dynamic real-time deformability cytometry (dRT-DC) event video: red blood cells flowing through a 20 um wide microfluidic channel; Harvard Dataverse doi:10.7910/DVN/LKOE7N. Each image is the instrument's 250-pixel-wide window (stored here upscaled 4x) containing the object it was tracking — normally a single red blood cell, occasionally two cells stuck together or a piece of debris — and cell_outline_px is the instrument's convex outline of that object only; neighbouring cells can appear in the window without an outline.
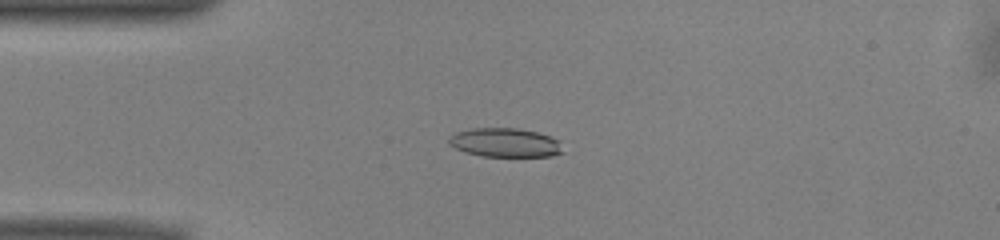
{"species": "common noctule bat (a hibernating species)", "species_latin": "Nyctalus noctula", "temperature_condition": "warm", "stored_images_in_passage": 51, "camera_frame_rate_fps": 3000, "um_per_image_px": 0.085, "animal": {"sex": "male", "body_mass_g": 13.0, "forearm_length_mm": 53.1}, "frame": {"image": 1, "passage_image": 12, "time_ms": 3.667, "image_size_px": [1000, 240], "cell_outline_px": [[564, 152], [552, 156], [484, 156], [464, 152], [448, 144], [448, 136], [456, 132], [472, 128], [516, 128], [536, 132], [552, 136], [560, 140]], "centroid_in_image_um": [42.95, 12.12], "position_along_channel_um": 42.1, "area_um2": 19.42}}
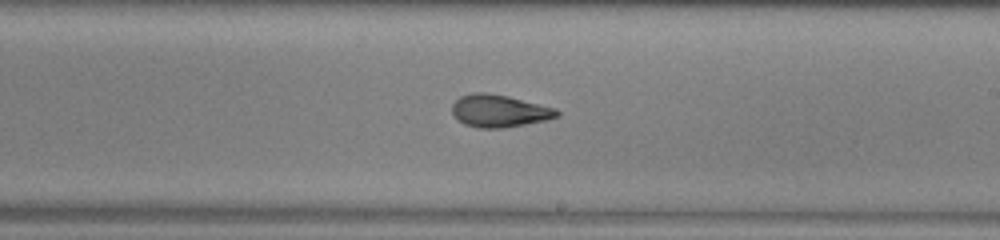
{"frame": {"image": 2, "passage_image": 29, "time_ms": 9.333, "image_size_px": [1000, 240], "cell_outline_px": [[560, 116], [544, 120], [504, 128], [476, 128], [464, 124], [452, 112], [452, 104], [460, 96], [472, 92], [488, 92], [508, 96], [556, 108], [560, 112]], "centroid_in_image_um": [42.43, 9.42], "position_along_channel_um": 246.6, "area_um2": 19.83}}
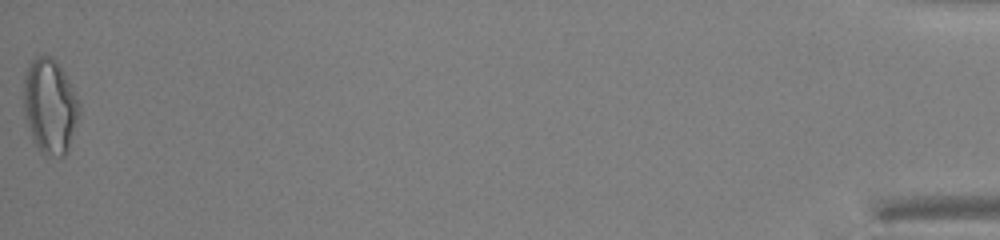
{"frame": {"image": 3, "passage_image": 51, "time_ms": 16.667, "image_size_px": [1000, 240], "cell_outline_px": [[80, 116], [68, 152], [64, 156], [44, 156], [40, 152], [32, 140], [24, 116], [24, 76], [28, 64], [36, 56], [52, 56], [64, 72], [80, 100]], "centroid_in_image_um": [4.26, 9.06], "position_along_channel_um": 430.9, "area_um2": 31.44}, "authors_computed_cell_mechanics": {"area_um2": 20.3456, "velocity_mm_per_s": 3.9741, "shape_relaxation_time_tau1_ms": 5.3951, "shape_relaxation_time_tau2_ms": 1.9697, "deformation_change_tau1": 0.1922, "deformation_change_tau2": 0.0979}}